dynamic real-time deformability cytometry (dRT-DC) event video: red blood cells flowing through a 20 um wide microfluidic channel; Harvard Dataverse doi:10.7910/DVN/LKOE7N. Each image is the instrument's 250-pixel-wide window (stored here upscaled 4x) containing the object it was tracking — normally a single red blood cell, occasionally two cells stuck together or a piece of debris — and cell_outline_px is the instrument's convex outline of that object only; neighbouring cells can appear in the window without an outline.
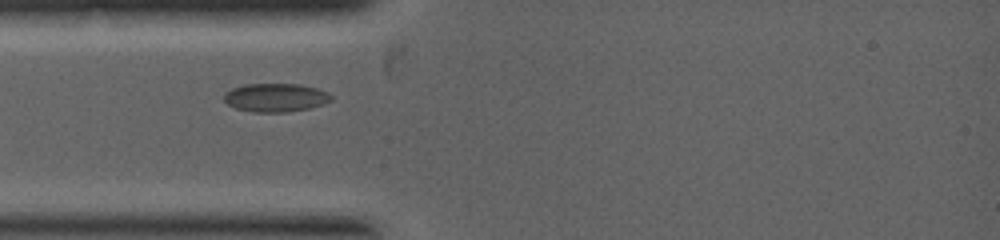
{"species": "common noctule bat (a hibernating species)", "species_latin": "Nyctalus noctula", "temperature_condition": "warm", "stored_images_in_passage": 1, "camera_frame_rate_fps": 5000, "um_per_image_px": 0.085, "animal": {"sex": "female", "body_mass_g": 19.0, "forearm_length_mm": 53.3}, "frame": {"image": 1, "passage_image": 1, "time_ms": 0.0, "image_size_px": [1000, 240], "cell_outline_px": [[332, 100], [324, 104], [308, 108], [288, 112], [252, 112], [236, 108], [228, 104], [224, 100], [224, 92], [232, 88], [244, 84], [300, 84], [316, 88], [328, 92], [332, 96]], "centroid_in_image_um": [23.42, 8.29], "position_along_channel_um": 61.6, "area_um2": 17.86}}